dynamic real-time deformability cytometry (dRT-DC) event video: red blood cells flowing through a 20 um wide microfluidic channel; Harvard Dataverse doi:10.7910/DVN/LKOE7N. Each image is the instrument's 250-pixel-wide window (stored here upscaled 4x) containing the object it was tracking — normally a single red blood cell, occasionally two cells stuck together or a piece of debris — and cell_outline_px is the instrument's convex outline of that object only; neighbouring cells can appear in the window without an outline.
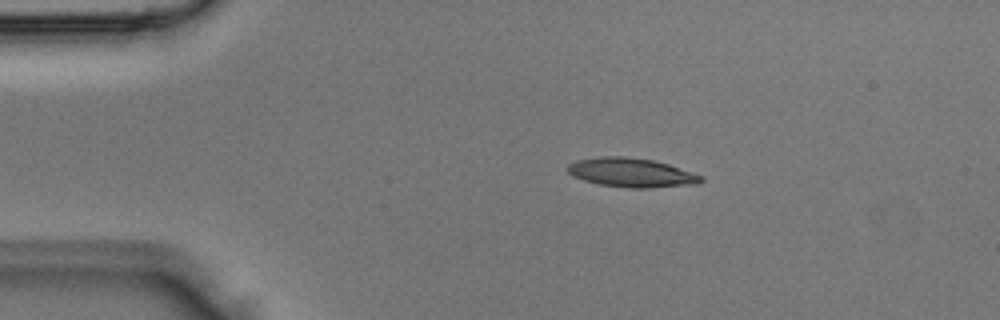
{"species": "Egyptian fruit bat (a non-hibernating species)", "species_latin": "Rousettus aegyptiacus", "temperature_condition": "room temperature", "stored_images_in_passage": 3, "camera_frame_rate_fps": 3000, "um_per_image_px": 0.085, "animal": {"sex": "male"}, "frame": {"image": 1, "passage_image": 2, "time_ms": 0.333, "image_size_px": [1000, 320], "cell_outline_px": [[704, 180], [696, 184], [652, 188], [632, 188], [600, 184], [584, 180], [572, 176], [564, 168], [568, 164], [576, 160], [600, 156], [624, 156], [652, 160], [668, 164], [704, 176]], "centroid_in_image_um": [53.65, 14.67], "position_along_channel_um": 31.4, "area_um2": 22.72}}